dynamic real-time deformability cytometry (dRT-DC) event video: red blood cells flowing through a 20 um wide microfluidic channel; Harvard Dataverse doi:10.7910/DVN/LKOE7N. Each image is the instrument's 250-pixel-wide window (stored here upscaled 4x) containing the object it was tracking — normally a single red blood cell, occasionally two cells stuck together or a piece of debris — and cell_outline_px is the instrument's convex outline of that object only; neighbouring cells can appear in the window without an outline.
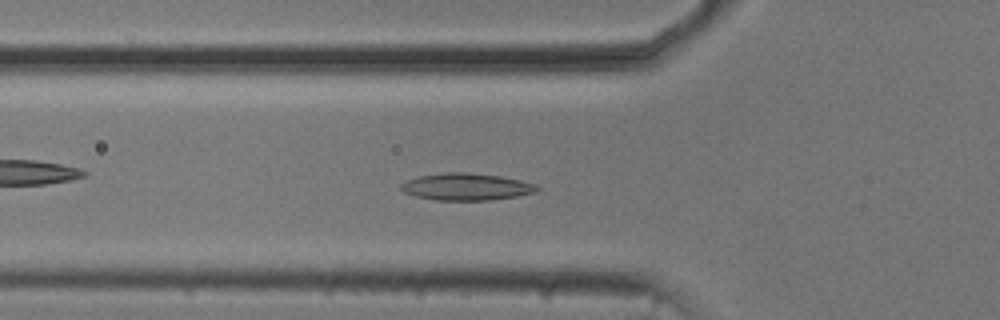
{"species": "common noctule bat (a hibernating species)", "species_latin": "Nyctalus noctula", "temperature_condition": "cold", "stored_images_in_passage": 53, "camera_frame_rate_fps": 3000, "um_per_image_px": 0.085, "animal": {"sex": "male", "body_mass_g": 20.5, "forearm_length_mm": 52.5}, "frame": {"image": 1, "passage_image": 18, "time_ms": 5.667, "image_size_px": [1000, 320], "cell_outline_px": [[540, 188], [536, 192], [516, 196], [492, 200], [436, 200], [416, 196], [404, 192], [400, 188], [400, 184], [408, 180], [420, 176], [448, 172], [468, 172], [500, 176], [520, 180], [532, 184]], "centroid_in_image_um": [39.63, 15.88], "position_along_channel_um": 86.2, "area_um2": 21.21}}
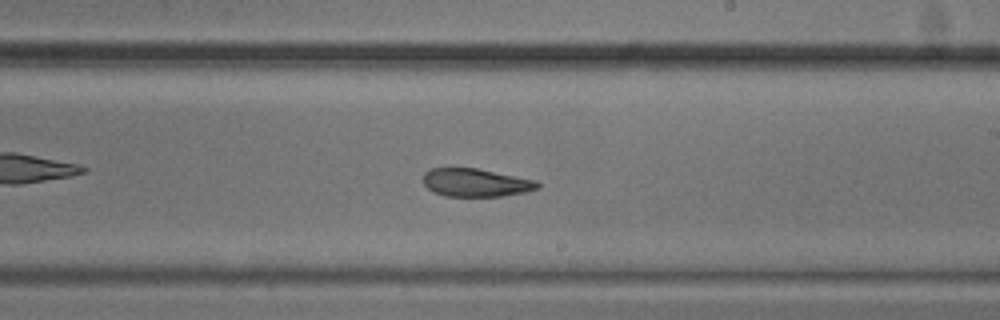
{"frame": {"image": 2, "passage_image": 31, "time_ms": 10.0, "image_size_px": [1000, 320], "cell_outline_px": [[540, 188], [524, 192], [504, 196], [444, 196], [428, 188], [424, 184], [424, 172], [432, 168], [476, 168], [536, 180], [540, 184]], "centroid_in_image_um": [40.46, 15.52], "position_along_channel_um": 248.5, "area_um2": 18.61}}
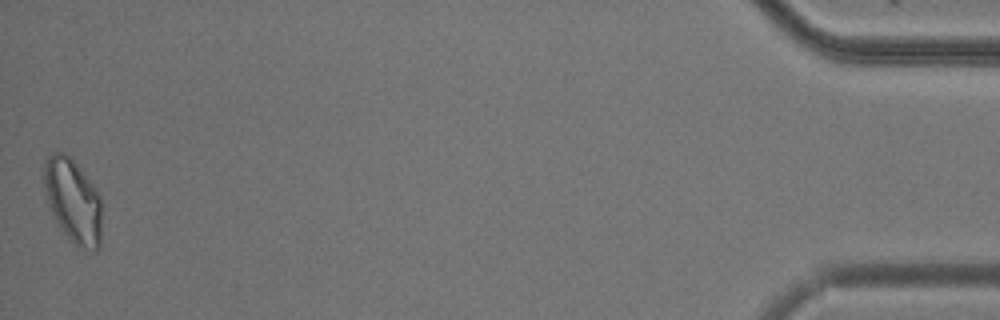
{"frame": {"image": 3, "passage_image": 53, "time_ms": 17.333, "image_size_px": [1000, 320], "cell_outline_px": [[100, 248], [96, 252], [92, 252], [80, 248], [60, 228], [52, 216], [44, 188], [44, 164], [48, 156], [52, 152], [64, 152], [76, 164], [96, 188], [100, 196]], "centroid_in_image_um": [6.2, 17.09], "position_along_channel_um": 429.0, "area_um2": 28.15}, "authors_computed_cell_mechanics": {"area_um2": 21.0392, "velocity_mm_per_s": 3.7383, "shape_relaxation_time_tau1_ms": null, "shape_relaxation_time_tau2_ms": 4.6927, "deformation_change_tau1": null, "deformation_change_tau2": 0.1205}}